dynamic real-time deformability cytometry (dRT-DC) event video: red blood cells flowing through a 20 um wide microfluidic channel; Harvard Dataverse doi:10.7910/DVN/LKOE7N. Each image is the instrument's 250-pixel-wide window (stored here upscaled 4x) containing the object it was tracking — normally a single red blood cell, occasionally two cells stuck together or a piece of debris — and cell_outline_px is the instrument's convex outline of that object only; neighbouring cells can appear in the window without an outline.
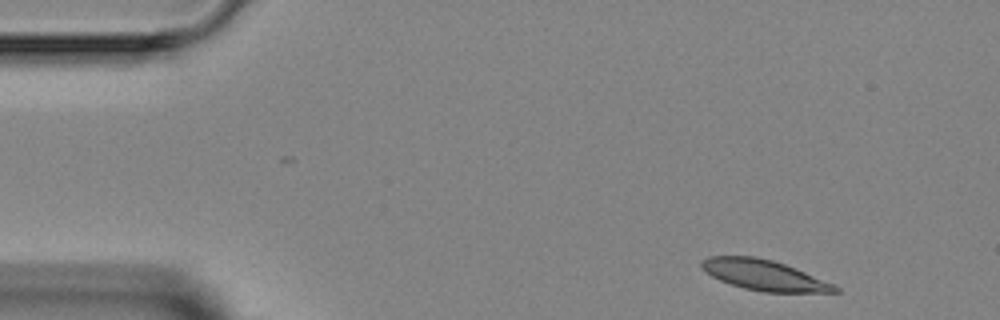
{"species": "Egyptian fruit bat (a non-hibernating species)", "species_latin": "Rousettus aegyptiacus", "temperature_condition": "room temperature", "stored_images_in_passage": 3, "camera_frame_rate_fps": 3000, "um_per_image_px": 0.085, "animal": {"sex": "female"}, "frame": {"image": 1, "passage_image": 1, "time_ms": 0.0, "image_size_px": [1000, 320], "cell_outline_px": [[840, 292], [764, 292], [744, 288], [720, 280], [712, 276], [700, 264], [708, 256], [752, 256], [772, 260], [784, 264], [804, 272], [832, 284], [840, 288]], "centroid_in_image_um": [64.95, 23.39], "position_along_channel_um": 20.1, "area_um2": 23.06}}
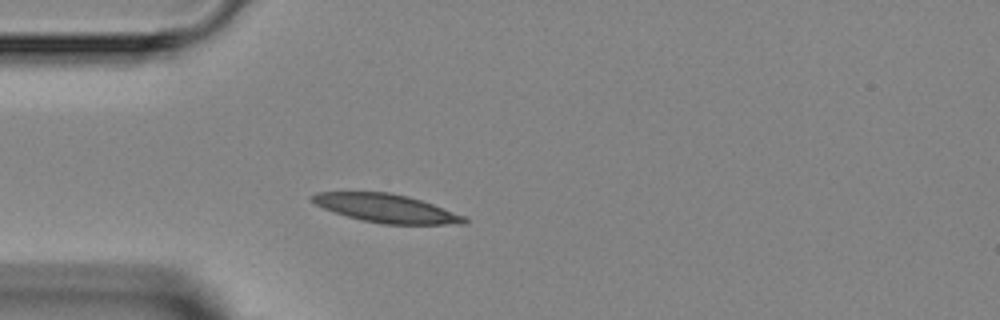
{"frame": {"image": 2, "passage_image": 3, "time_ms": 2.667, "image_size_px": [1000, 320], "cell_outline_px": [[468, 224], [380, 224], [360, 220], [324, 208], [316, 204], [308, 196], [316, 192], [388, 192], [408, 196], [432, 204], [464, 216], [468, 220]], "centroid_in_image_um": [32.82, 17.71], "position_along_channel_um": 52.2, "area_um2": 24.97}}